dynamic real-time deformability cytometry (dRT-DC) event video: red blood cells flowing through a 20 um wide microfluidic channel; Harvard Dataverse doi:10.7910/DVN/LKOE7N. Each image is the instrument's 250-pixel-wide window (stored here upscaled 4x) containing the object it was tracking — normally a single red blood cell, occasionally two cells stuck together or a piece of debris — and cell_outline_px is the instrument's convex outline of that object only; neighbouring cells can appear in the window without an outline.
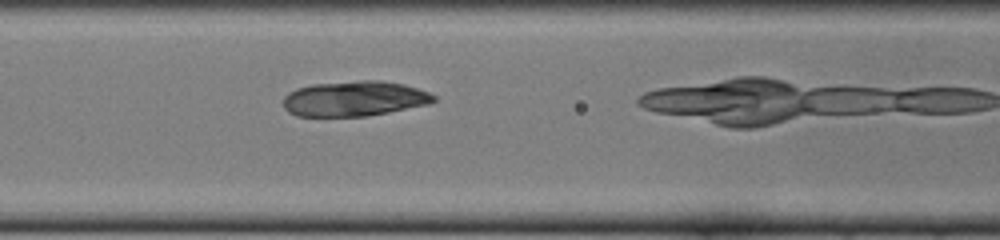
{"species": "common noctule bat (a hibernating species)", "species_latin": "Nyctalus noctula", "temperature_condition": "cold", "stored_images_in_passage": 35, "camera_frame_rate_fps": 3000, "um_per_image_px": 0.085, "animal": {"sex": "female", "body_mass_g": 22.0, "forearm_length_mm": 56.7}, "frame": {"image": 1, "passage_image": 16, "time_ms": 5.0, "image_size_px": [1000, 240], "cell_outline_px": [[436, 100], [428, 104], [368, 116], [296, 116], [288, 112], [284, 108], [284, 96], [288, 92], [296, 88], [312, 84], [360, 80], [380, 80], [404, 84], [428, 92], [436, 96]], "centroid_in_image_um": [30.1, 8.38], "position_along_channel_um": 136.5, "area_um2": 30.92}}
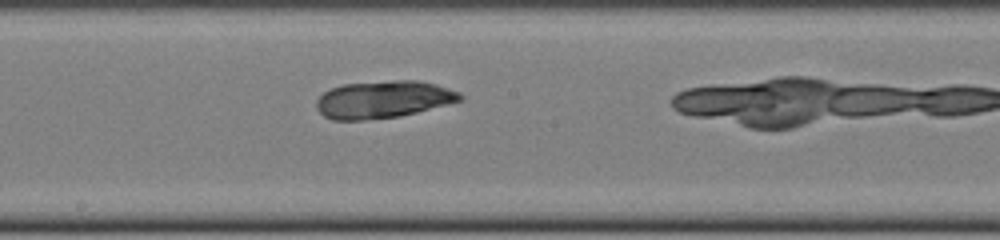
{"frame": {"image": 2, "passage_image": 22, "time_ms": 7.0, "image_size_px": [1000, 240], "cell_outline_px": [[464, 100], [400, 116], [364, 120], [332, 120], [324, 116], [316, 108], [316, 100], [324, 92], [332, 88], [344, 84], [396, 80], [420, 80], [436, 84], [460, 92], [464, 96]], "centroid_in_image_um": [32.6, 8.45], "position_along_channel_um": 215.6, "area_um2": 31.33}}
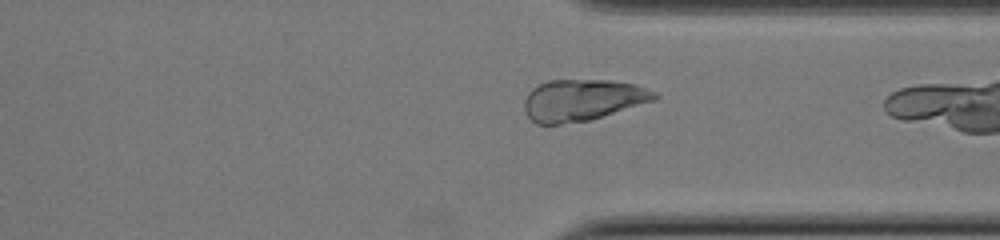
{"frame": {"image": 3, "passage_image": 33, "time_ms": 10.667, "image_size_px": [1000, 240], "cell_outline_px": [[660, 96], [656, 100], [592, 120], [560, 124], [536, 124], [528, 116], [524, 108], [524, 100], [528, 92], [536, 84], [548, 80], [612, 80], [636, 84], [656, 92]], "centroid_in_image_um": [49.52, 8.5], "position_along_channel_um": 361.9, "area_um2": 31.96}}